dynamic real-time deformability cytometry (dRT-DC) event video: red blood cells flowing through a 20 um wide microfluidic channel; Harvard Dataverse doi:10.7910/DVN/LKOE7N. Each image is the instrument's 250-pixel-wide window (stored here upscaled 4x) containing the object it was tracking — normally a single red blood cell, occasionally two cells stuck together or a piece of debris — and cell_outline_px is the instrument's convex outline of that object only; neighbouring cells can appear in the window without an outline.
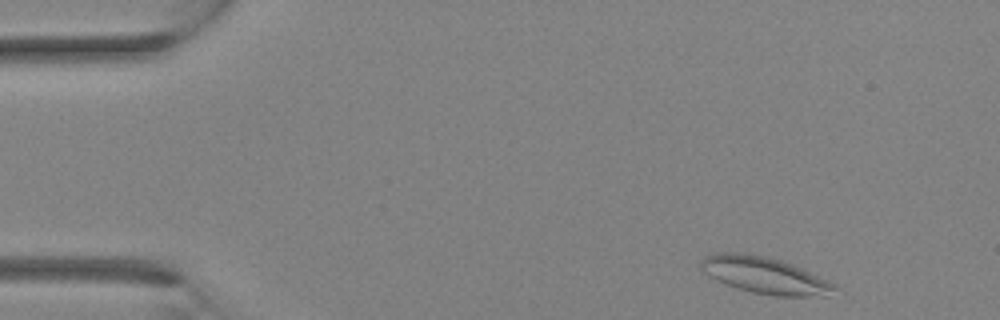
{"species": "Egyptian fruit bat (a non-hibernating species)", "species_latin": "Rousettus aegyptiacus", "temperature_condition": "room temperature", "stored_images_in_passage": 20, "camera_frame_rate_fps": 3000, "um_per_image_px": 0.085, "animal": {"sex": "female"}, "frame": {"image": 1, "passage_image": 2, "time_ms": 0.333, "image_size_px": [1000, 320], "cell_outline_px": [[840, 288], [828, 296], [772, 296], [752, 292], [736, 288], [716, 280], [704, 272], [700, 268], [700, 260], [704, 256], [712, 252], [744, 252], [784, 260], [836, 284]], "centroid_in_image_um": [65.0, 23.39], "position_along_channel_um": 20.0, "area_um2": 29.02}}
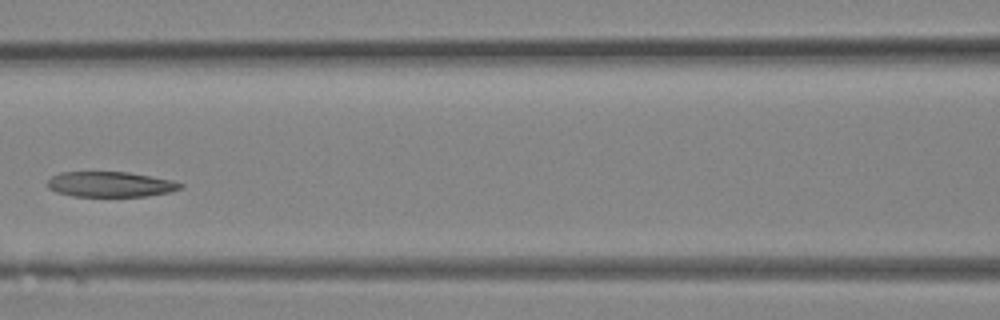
{"frame": {"image": 2, "passage_image": 13, "time_ms": 4.0, "image_size_px": [1000, 320], "cell_outline_px": [[184, 184], [180, 188], [168, 192], [148, 196], [72, 196], [56, 192], [48, 188], [48, 180], [52, 176], [60, 172], [128, 172], [172, 180]], "centroid_in_image_um": [9.35, 15.66], "position_along_channel_um": 157.2, "area_um2": 19.48}}
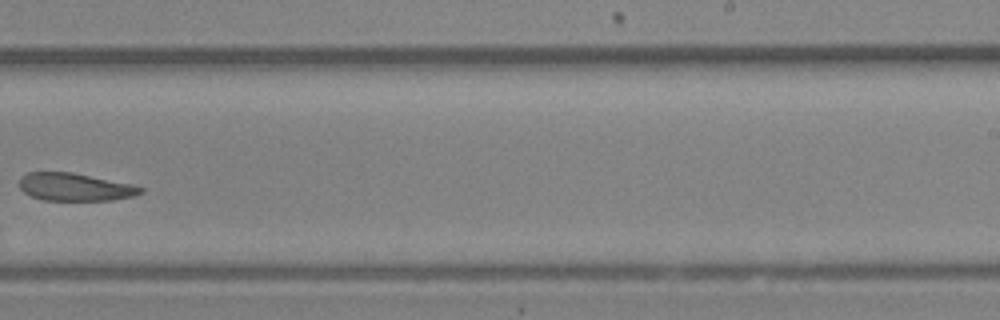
{"frame": {"image": 3, "passage_image": 19, "time_ms": 6.0, "image_size_px": [1000, 320], "cell_outline_px": [[144, 192], [132, 196], [112, 200], [44, 200], [32, 196], [24, 192], [20, 188], [20, 176], [28, 172], [72, 172], [132, 184], [144, 188]], "centroid_in_image_um": [6.37, 15.89], "position_along_channel_um": 282.6, "area_um2": 19.54}}